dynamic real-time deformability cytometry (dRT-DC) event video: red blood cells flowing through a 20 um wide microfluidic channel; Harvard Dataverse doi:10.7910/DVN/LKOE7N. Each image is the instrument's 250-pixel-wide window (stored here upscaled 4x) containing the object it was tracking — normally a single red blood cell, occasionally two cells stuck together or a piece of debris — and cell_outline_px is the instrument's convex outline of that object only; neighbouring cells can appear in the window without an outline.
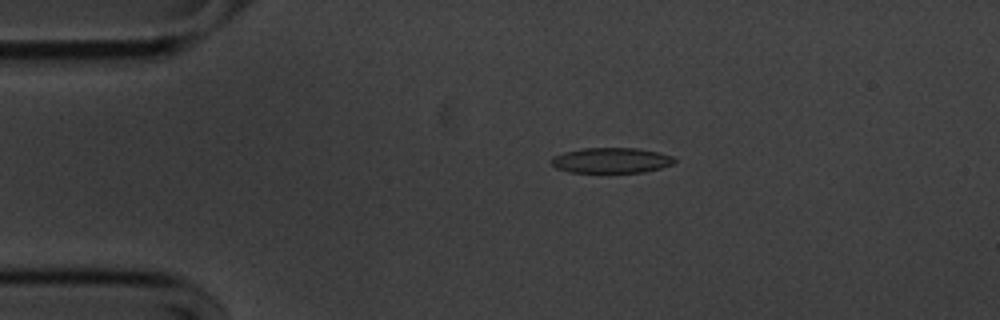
{"species": "common noctule bat (a hibernating species)", "species_latin": "Nyctalus noctula", "temperature_condition": "cold", "stored_images_in_passage": 49, "camera_frame_rate_fps": 3000, "um_per_image_px": 0.085, "animal": {"sex": "male", "body_mass_g": 20.1, "forearm_length_mm": 53.5}, "frame": {"image": 1, "passage_image": 5, "time_ms": 1.333, "image_size_px": [1000, 320], "cell_outline_px": [[676, 160], [672, 164], [660, 168], [644, 172], [568, 172], [556, 168], [548, 160], [552, 156], [564, 152], [584, 148], [636, 148], [660, 152], [672, 156]], "centroid_in_image_um": [51.92, 13.63], "position_along_channel_um": 33.1, "area_um2": 18.26}}
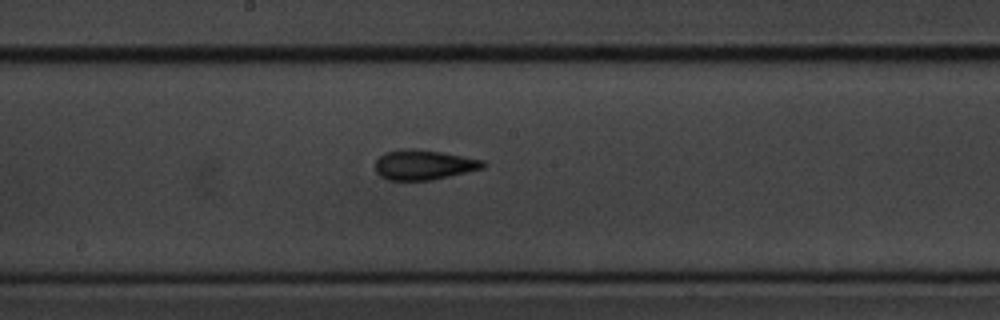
{"frame": {"image": 2, "passage_image": 23, "time_ms": 7.333, "image_size_px": [1000, 320], "cell_outline_px": [[488, 164], [484, 168], [432, 180], [388, 180], [380, 176], [376, 172], [376, 160], [384, 152], [400, 148], [416, 148], [464, 156], [484, 160]], "centroid_in_image_um": [36.02, 13.99], "position_along_channel_um": 212.2, "area_um2": 19.02}}
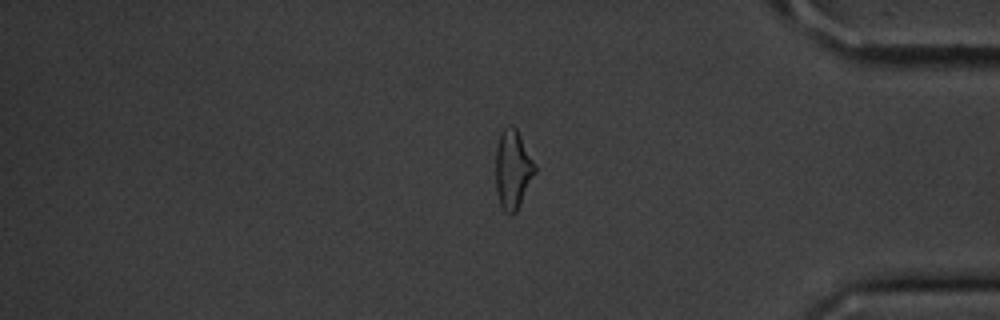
{"frame": {"image": 3, "passage_image": 40, "time_ms": 13.0, "image_size_px": [1000, 320], "cell_outline_px": [[536, 172], [516, 212], [512, 216], [504, 212], [500, 204], [496, 192], [496, 148], [500, 132], [508, 124], [512, 124], [516, 128], [536, 164]], "centroid_in_image_um": [43.58, 14.4], "position_along_channel_um": 391.6, "area_um2": 18.26}, "authors_computed_cell_mechanics": {"area_um2": 18.0914, "velocity_mm_per_s": 3.6033, "shape_relaxation_time_tau1_ms": 5.4669, "shape_relaxation_time_tau2_ms": 3.3482, "deformation_change_tau1": 0.1506, "deformation_change_tau2": 0.1228}}